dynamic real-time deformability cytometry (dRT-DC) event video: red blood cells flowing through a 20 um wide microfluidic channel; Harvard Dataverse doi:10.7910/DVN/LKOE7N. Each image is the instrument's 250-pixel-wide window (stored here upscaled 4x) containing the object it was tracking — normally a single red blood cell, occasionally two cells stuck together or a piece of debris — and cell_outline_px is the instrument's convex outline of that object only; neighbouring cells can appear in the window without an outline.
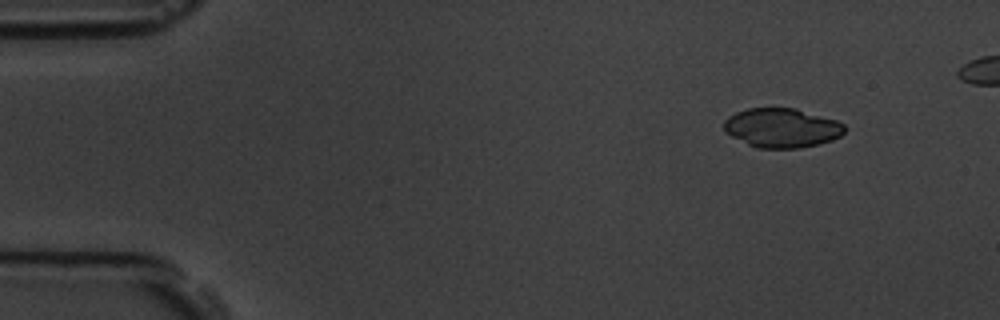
{"species": "common noctule bat (a hibernating species)", "species_latin": "Nyctalus noctula", "temperature_condition": "room temperature", "stored_images_in_passage": 6, "camera_frame_rate_fps": 3000, "um_per_image_px": 0.085, "animal": {"sex": "male", "body_mass_g": 19.5, "forearm_length_mm": 54.6}, "frame": {"image": 1, "passage_image": 2, "time_ms": 1.333, "image_size_px": [1000, 320], "cell_outline_px": [[844, 132], [840, 136], [832, 140], [820, 144], [800, 148], [756, 148], [724, 132], [724, 120], [728, 116], [736, 112], [748, 108], [796, 108], [836, 120], [844, 124]], "centroid_in_image_um": [66.45, 10.87], "position_along_channel_um": 18.6, "area_um2": 27.69}}